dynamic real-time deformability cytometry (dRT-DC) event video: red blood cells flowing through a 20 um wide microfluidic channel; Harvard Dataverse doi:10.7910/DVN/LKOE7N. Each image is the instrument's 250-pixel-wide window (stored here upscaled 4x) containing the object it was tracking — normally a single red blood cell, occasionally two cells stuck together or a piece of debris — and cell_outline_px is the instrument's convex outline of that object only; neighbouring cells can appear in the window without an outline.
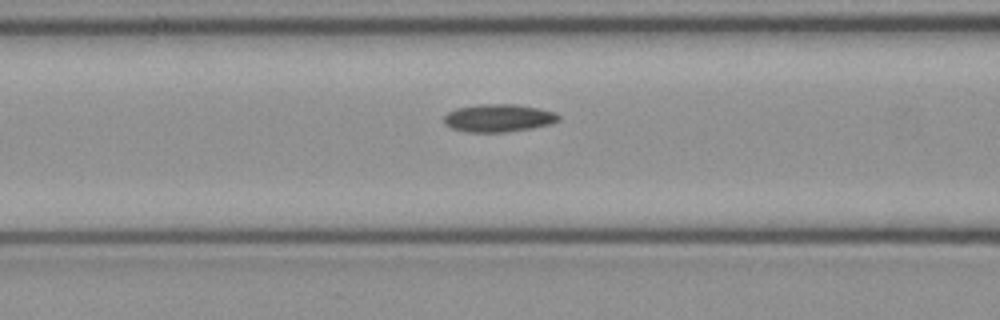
{"species": "common noctule bat (a hibernating species)", "species_latin": "Nyctalus noctula", "temperature_condition": "cold", "stored_images_in_passage": 17, "camera_frame_rate_fps": 3000, "um_per_image_px": 0.085, "animal": {"sex": "female", "body_mass_g": 21.9}, "frame": {"image": 1, "passage_image": 12, "time_ms": 3.667, "image_size_px": [1000, 320], "cell_outline_px": [[560, 120], [552, 124], [532, 128], [508, 132], [468, 132], [452, 128], [444, 124], [444, 116], [448, 112], [456, 108], [476, 104], [516, 104], [556, 112], [560, 116]], "centroid_in_image_um": [42.38, 10.03], "position_along_channel_um": 124.2, "area_um2": 18.73}}
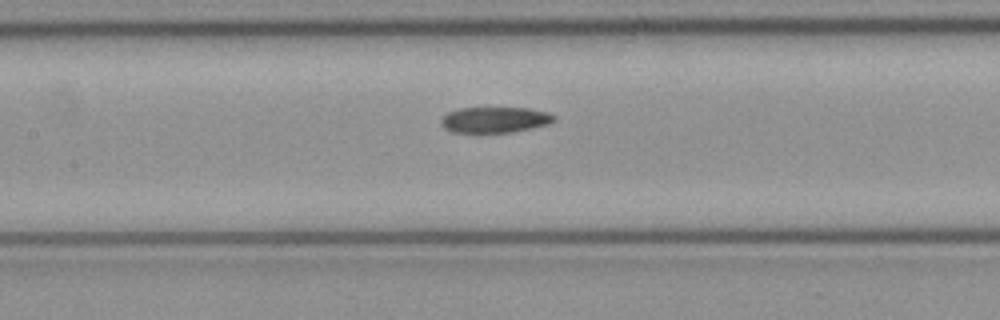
{"frame": {"image": 2, "passage_image": 15, "time_ms": 4.667, "image_size_px": [1000, 320], "cell_outline_px": [[556, 120], [548, 124], [532, 128], [512, 132], [452, 132], [444, 128], [440, 124], [440, 120], [448, 112], [460, 108], [528, 108], [548, 112], [556, 116]], "centroid_in_image_um": [42.07, 10.18], "position_along_channel_um": 165.3, "area_um2": 16.99}}